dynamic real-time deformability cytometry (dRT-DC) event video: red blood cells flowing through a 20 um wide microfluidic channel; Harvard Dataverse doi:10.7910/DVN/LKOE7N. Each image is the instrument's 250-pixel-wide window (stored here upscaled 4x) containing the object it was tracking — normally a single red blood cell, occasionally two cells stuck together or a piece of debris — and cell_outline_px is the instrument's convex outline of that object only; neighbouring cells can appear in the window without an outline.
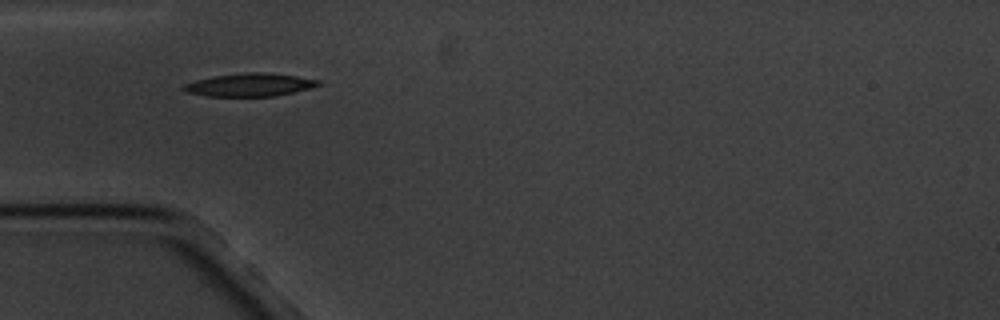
{"species": "common noctule bat (a hibernating species)", "species_latin": "Nyctalus noctula", "temperature_condition": "cold", "stored_images_in_passage": 7, "camera_frame_rate_fps": 3000, "um_per_image_px": 0.085, "animal": {"sex": "male", "body_mass_g": 20.1, "forearm_length_mm": 53.5}, "frame": {"image": 1, "passage_image": 6, "time_ms": 6.0, "image_size_px": [1000, 320], "cell_outline_px": [[324, 84], [276, 96], [208, 96], [188, 92], [180, 88], [184, 84], [196, 80], [212, 76], [244, 72], [264, 72], [296, 76], [320, 80]], "centroid_in_image_um": [21.22, 7.2], "position_along_channel_um": 63.8, "area_um2": 18.03}}
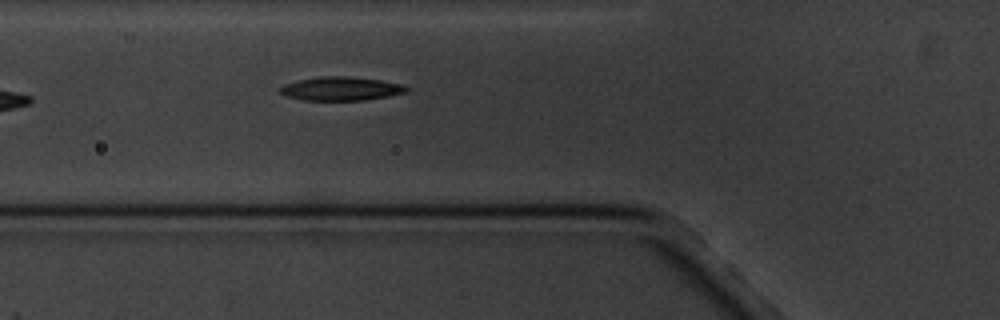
{"frame": {"image": 2, "passage_image": 7, "time_ms": 7.0, "image_size_px": [1000, 320], "cell_outline_px": [[408, 92], [388, 96], [364, 100], [304, 100], [284, 96], [276, 88], [284, 84], [300, 80], [320, 76], [348, 76], [380, 80], [400, 84], [408, 88]], "centroid_in_image_um": [28.93, 7.54], "position_along_channel_um": 96.9, "area_um2": 17.46}}